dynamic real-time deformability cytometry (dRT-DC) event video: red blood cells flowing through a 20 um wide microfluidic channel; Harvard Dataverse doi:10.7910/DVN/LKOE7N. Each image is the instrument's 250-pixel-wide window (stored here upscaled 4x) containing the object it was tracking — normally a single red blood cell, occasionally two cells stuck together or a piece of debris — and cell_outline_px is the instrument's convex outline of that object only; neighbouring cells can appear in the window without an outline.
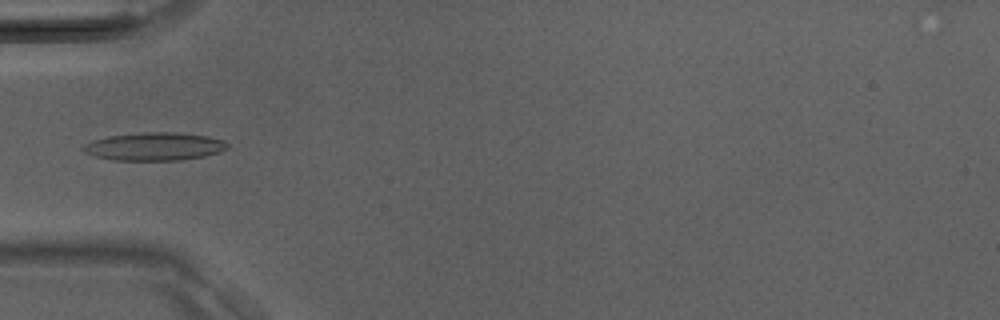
{"species": "Egyptian fruit bat (a non-hibernating species)", "species_latin": "Rousettus aegyptiacus", "temperature_condition": "room temperature", "stored_images_in_passage": 38, "camera_frame_rate_fps": 3000, "um_per_image_px": 0.085, "animal": {"sex": "male"}, "frame": {"image": 1, "passage_image": 12, "time_ms": 3.667, "image_size_px": [1000, 320], "cell_outline_px": [[228, 148], [220, 152], [204, 156], [184, 160], [112, 160], [96, 156], [84, 152], [80, 148], [84, 144], [92, 140], [108, 136], [148, 132], [176, 132], [208, 136], [224, 140], [228, 144]], "centroid_in_image_um": [13.14, 12.45], "position_along_channel_um": 71.9, "area_um2": 23.64}}
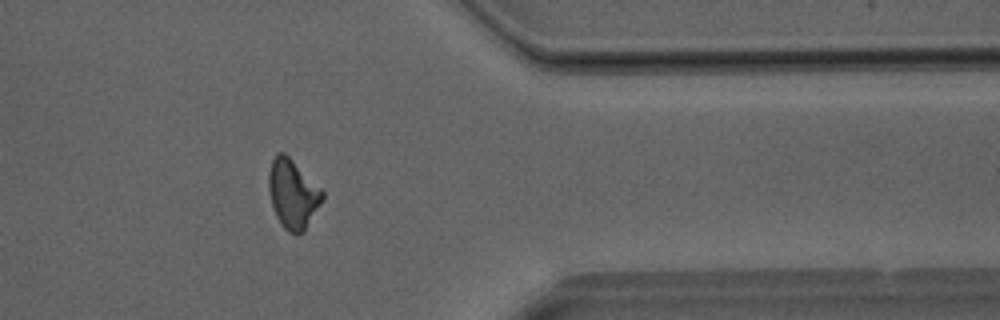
{"frame": {"image": 2, "passage_image": 31, "time_ms": 10.0, "image_size_px": [1000, 320], "cell_outline_px": [[324, 196], [304, 232], [296, 236], [288, 232], [280, 224], [276, 216], [272, 204], [268, 188], [268, 176], [272, 160], [276, 152], [284, 152], [324, 192]], "centroid_in_image_um": [24.86, 16.51], "position_along_channel_um": 386.5, "area_um2": 21.39}}
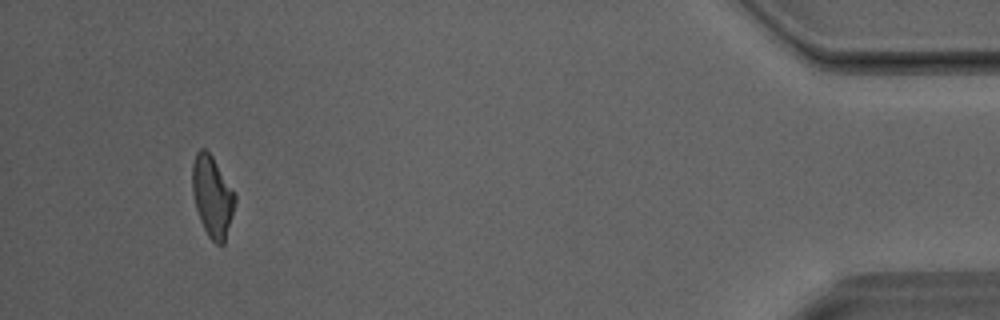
{"frame": {"image": 3, "passage_image": 36, "time_ms": 11.667, "image_size_px": [1000, 320], "cell_outline_px": [[236, 200], [224, 244], [216, 244], [208, 236], [200, 220], [196, 208], [192, 192], [192, 164], [196, 152], [200, 148], [204, 148], [212, 156], [236, 192]], "centroid_in_image_um": [18.05, 16.67], "position_along_channel_um": 417.2, "area_um2": 20.23}}